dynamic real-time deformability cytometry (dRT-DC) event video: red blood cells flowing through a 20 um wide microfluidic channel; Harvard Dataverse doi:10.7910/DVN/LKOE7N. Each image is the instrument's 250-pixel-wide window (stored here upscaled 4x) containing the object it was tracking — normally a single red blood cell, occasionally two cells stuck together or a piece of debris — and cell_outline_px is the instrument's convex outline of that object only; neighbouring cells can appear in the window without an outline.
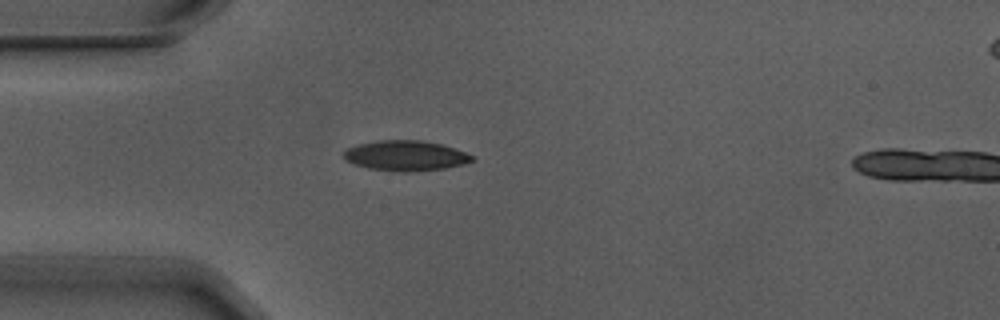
{"species": "Egyptian fruit bat (a non-hibernating species)", "species_latin": "Rousettus aegyptiacus", "temperature_condition": "warm", "stored_images_in_passage": 4, "camera_frame_rate_fps": 3000, "um_per_image_px": 0.085, "animal": {"sex": "male"}, "frame": {"image": 1, "passage_image": 3, "time_ms": 0.667, "image_size_px": [1000, 320], "cell_outline_px": [[476, 160], [464, 164], [444, 168], [412, 172], [396, 172], [368, 168], [344, 160], [340, 156], [348, 148], [360, 144], [380, 140], [420, 140], [440, 144], [476, 156]], "centroid_in_image_um": [34.48, 13.24], "position_along_channel_um": 50.5, "area_um2": 22.66}}